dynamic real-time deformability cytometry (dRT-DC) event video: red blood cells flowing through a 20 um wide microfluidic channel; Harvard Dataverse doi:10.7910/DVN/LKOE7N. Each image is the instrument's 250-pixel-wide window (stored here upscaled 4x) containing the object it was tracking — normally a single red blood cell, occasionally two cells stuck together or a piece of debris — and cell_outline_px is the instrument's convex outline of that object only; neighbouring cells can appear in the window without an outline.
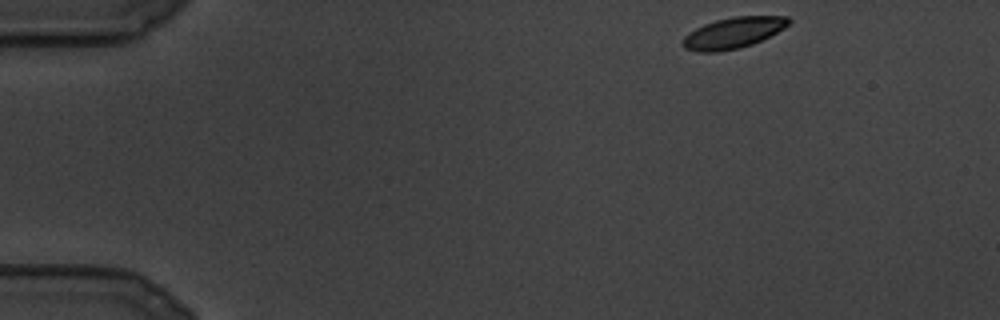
{"species": "common noctule bat (a hibernating species)", "species_latin": "Nyctalus noctula", "temperature_condition": "cold", "stored_images_in_passage": 95, "camera_frame_rate_fps": 3000, "um_per_image_px": 0.085, "animal": {"sex": "male", "body_mass_g": 19.5, "forearm_length_mm": 54.6}, "frame": {"image": 1, "passage_image": 1, "time_ms": 0.0, "image_size_px": [1000, 320], "cell_outline_px": [[792, 20], [784, 28], [752, 44], [740, 48], [716, 52], [700, 52], [684, 48], [680, 44], [680, 40], [688, 32], [704, 24], [716, 20], [732, 16], [788, 16]], "centroid_in_image_um": [62.27, 2.79], "position_along_channel_um": 22.7, "area_um2": 19.19}}
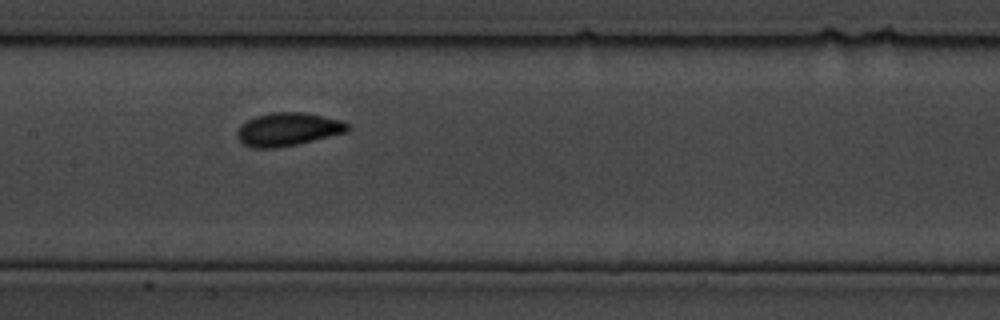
{"frame": {"image": 2, "passage_image": 41, "time_ms": 13.333, "image_size_px": [1000, 320], "cell_outline_px": [[348, 128], [344, 132], [296, 144], [276, 148], [252, 148], [244, 144], [236, 136], [236, 132], [240, 124], [256, 116], [276, 112], [304, 112], [340, 120], [348, 124]], "centroid_in_image_um": [24.4, 10.99], "position_along_channel_um": 183.0, "area_um2": 20.98}}
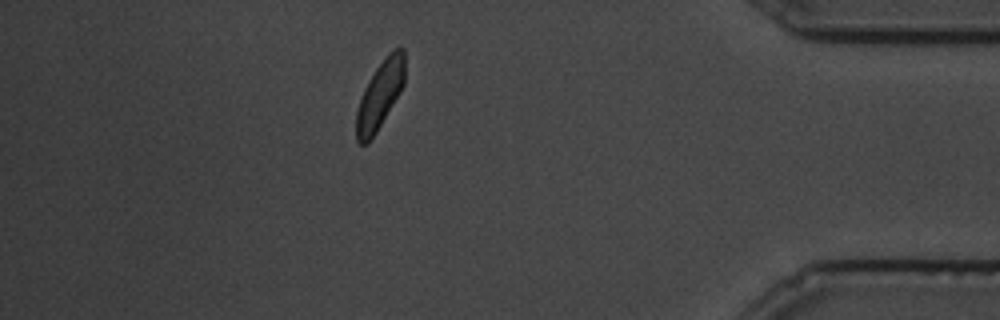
{"frame": {"image": 3, "passage_image": 82, "time_ms": 27.0, "image_size_px": [1000, 320], "cell_outline_px": [[404, 84], [400, 92], [376, 132], [368, 144], [360, 144], [356, 140], [356, 112], [364, 88], [368, 80], [376, 68], [388, 52], [396, 48], [404, 48]], "centroid_in_image_um": [32.28, 8.07], "position_along_channel_um": 402.9, "area_um2": 19.02}}